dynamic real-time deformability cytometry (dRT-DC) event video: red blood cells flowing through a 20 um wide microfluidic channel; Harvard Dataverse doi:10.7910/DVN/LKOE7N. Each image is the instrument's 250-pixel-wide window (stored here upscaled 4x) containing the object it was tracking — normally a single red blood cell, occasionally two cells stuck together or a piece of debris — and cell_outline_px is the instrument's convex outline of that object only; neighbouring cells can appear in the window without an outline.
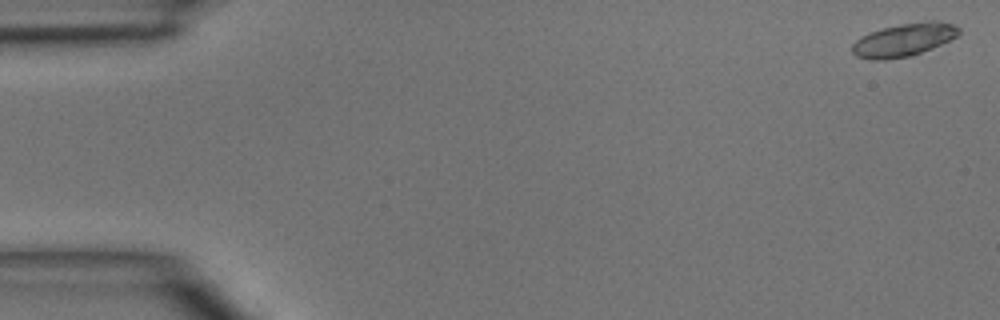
{"species": "common noctule bat (a hibernating species)", "species_latin": "Nyctalus noctula", "temperature_condition": "room temperature", "stored_images_in_passage": 6, "camera_frame_rate_fps": 3000, "um_per_image_px": 0.085, "animal": {"sex": "male", "body_mass_g": 15.6}, "frame": {"image": 1, "passage_image": 1, "time_ms": 0.0, "image_size_px": [1000, 320], "cell_outline_px": [[960, 32], [956, 36], [932, 48], [912, 56], [884, 60], [872, 60], [856, 56], [852, 52], [852, 44], [860, 36], [884, 28], [900, 24], [928, 20], [940, 20], [956, 24], [960, 28]], "centroid_in_image_um": [76.84, 3.38], "position_along_channel_um": 8.2, "area_um2": 20.63}}
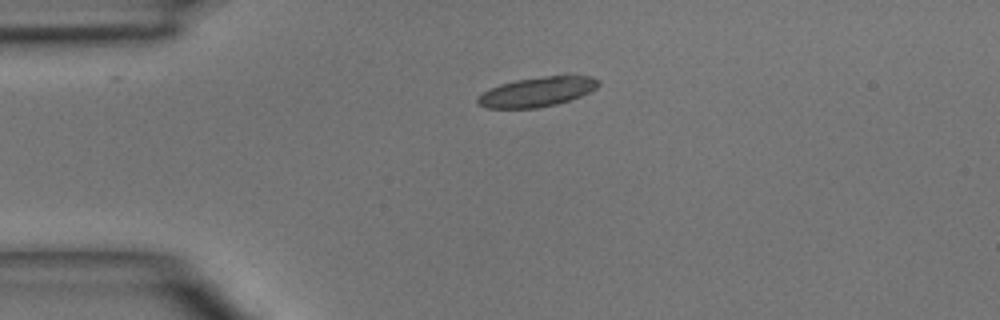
{"frame": {"image": 2, "passage_image": 4, "time_ms": 3.333, "image_size_px": [1000, 320], "cell_outline_px": [[600, 84], [596, 88], [580, 96], [556, 104], [536, 108], [488, 108], [476, 104], [476, 100], [484, 92], [500, 84], [516, 80], [568, 72], [592, 76]], "centroid_in_image_um": [45.72, 7.76], "position_along_channel_um": 39.3, "area_um2": 21.21}}
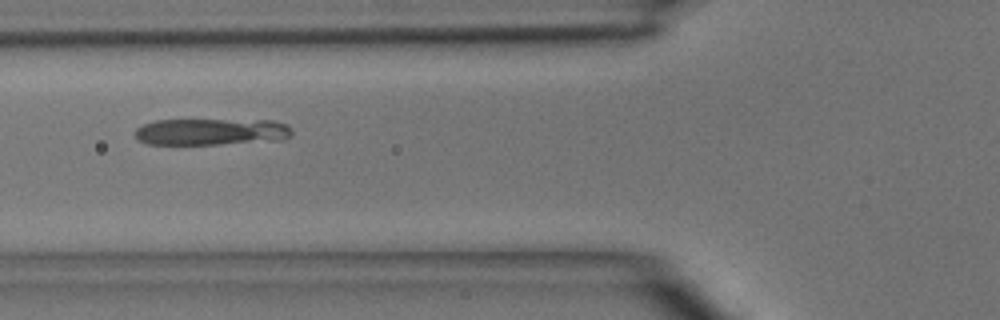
{"frame": {"image": 3, "passage_image": 6, "time_ms": 5.667, "image_size_px": [1000, 320], "cell_outline_px": [[292, 136], [284, 140], [220, 144], [148, 144], [140, 140], [136, 136], [136, 128], [144, 124], [156, 120], [272, 120], [288, 124], [292, 128]], "centroid_in_image_um": [18.05, 11.2], "position_along_channel_um": 107.8, "area_um2": 24.57}}